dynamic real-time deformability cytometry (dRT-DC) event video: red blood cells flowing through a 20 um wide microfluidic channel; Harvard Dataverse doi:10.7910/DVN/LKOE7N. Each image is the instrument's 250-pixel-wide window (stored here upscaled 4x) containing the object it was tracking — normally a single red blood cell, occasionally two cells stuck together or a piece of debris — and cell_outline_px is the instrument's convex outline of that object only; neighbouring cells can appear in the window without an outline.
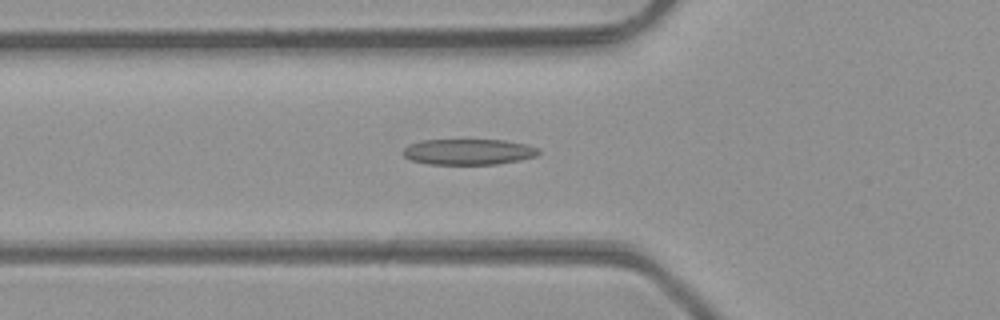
{"species": "common noctule bat (a hibernating species)", "species_latin": "Nyctalus noctula", "temperature_condition": "room temperature", "stored_images_in_passage": 48, "camera_frame_rate_fps": 3000, "um_per_image_px": 0.085, "animal": {"sex": "male", "body_mass_g": 23.1, "forearm_length_mm": 52.7}, "frame": {"image": 1, "passage_image": 17, "time_ms": 5.333, "image_size_px": [1000, 320], "cell_outline_px": [[540, 152], [536, 156], [520, 160], [496, 164], [428, 164], [412, 160], [404, 156], [404, 148], [408, 144], [420, 140], [504, 140], [528, 144], [540, 148]], "centroid_in_image_um": [39.85, 12.9], "position_along_channel_um": 85.9, "area_um2": 20.46}}
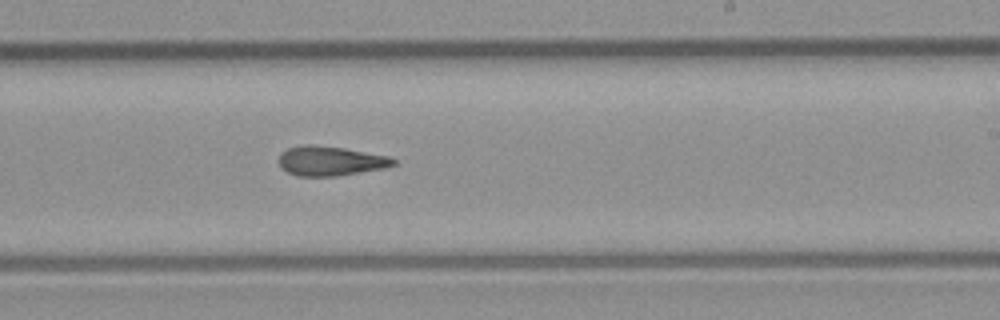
{"frame": {"image": 2, "passage_image": 29, "time_ms": 9.333, "image_size_px": [1000, 320], "cell_outline_px": [[396, 164], [384, 168], [336, 176], [296, 176], [280, 168], [276, 160], [280, 152], [288, 148], [304, 144], [312, 144], [344, 148], [388, 156], [396, 160]], "centroid_in_image_um": [28.01, 13.67], "position_along_channel_um": 261.0, "area_um2": 19.94}}
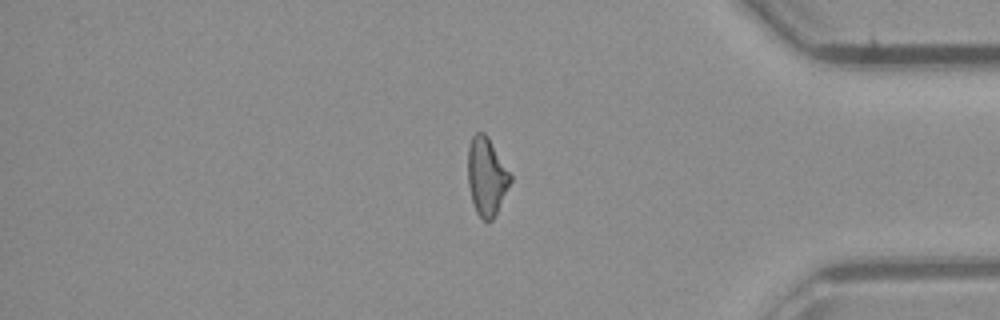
{"frame": {"image": 3, "passage_image": 40, "time_ms": 13.0, "image_size_px": [1000, 320], "cell_outline_px": [[512, 180], [492, 220], [484, 220], [476, 212], [472, 200], [468, 184], [468, 144], [472, 136], [476, 132], [484, 132], [488, 136], [512, 176]], "centroid_in_image_um": [41.35, 14.95], "position_along_channel_um": 393.9, "area_um2": 19.13}, "authors_computed_cell_mechanics": {"area_um2": 19.941, "velocity_mm_per_s": 4.3411, "shape_relaxation_time_tau1_ms": null, "shape_relaxation_time_tau2_ms": 4.2963, "deformation_change_tau1": null, "deformation_change_tau2": 0.1601}}